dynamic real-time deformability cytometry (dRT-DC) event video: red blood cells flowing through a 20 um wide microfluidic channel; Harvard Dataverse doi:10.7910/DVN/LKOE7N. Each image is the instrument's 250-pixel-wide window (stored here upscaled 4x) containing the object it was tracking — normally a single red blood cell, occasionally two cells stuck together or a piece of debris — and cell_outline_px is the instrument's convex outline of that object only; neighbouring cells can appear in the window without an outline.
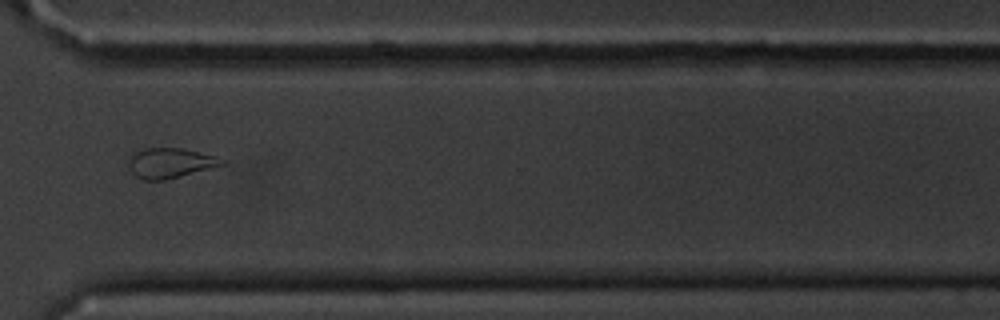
{"species": "common noctule bat (a hibernating species)", "species_latin": "Nyctalus noctula", "temperature_condition": "cold", "stored_images_in_passage": 14, "camera_frame_rate_fps": 3000, "um_per_image_px": 0.085, "animal": {"sex": "male", "body_mass_g": 20.1, "forearm_length_mm": 53.5}, "frame": {"image": 1, "passage_image": 12, "time_ms": 13.667, "image_size_px": [1000, 320], "cell_outline_px": [[228, 164], [164, 180], [144, 180], [136, 176], [132, 172], [128, 164], [128, 160], [136, 152], [148, 148], [184, 148], [216, 156], [224, 160]], "centroid_in_image_um": [14.51, 13.85], "position_along_channel_um": 356.1, "area_um2": 16.24}, "authors_computed_cell_mechanics": {"area_um2": 16.5886, "velocity_mm_per_s": 3.6238, "shape_relaxation_time_tau1_ms": null, "shape_relaxation_time_tau2_ms": 4.0927, "deformation_change_tau1": null, "deformation_change_tau2": 0.0968}}